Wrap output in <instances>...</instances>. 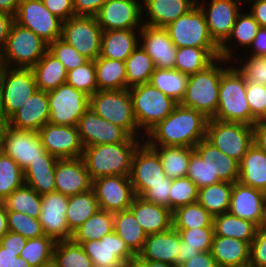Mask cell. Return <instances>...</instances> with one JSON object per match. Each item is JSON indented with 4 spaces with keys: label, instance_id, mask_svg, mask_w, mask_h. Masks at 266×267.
Segmentation results:
<instances>
[{
    "label": "cell",
    "instance_id": "32",
    "mask_svg": "<svg viewBox=\"0 0 266 267\" xmlns=\"http://www.w3.org/2000/svg\"><path fill=\"white\" fill-rule=\"evenodd\" d=\"M144 2L151 20L145 25L164 28L197 4L194 0H145Z\"/></svg>",
    "mask_w": 266,
    "mask_h": 267
},
{
    "label": "cell",
    "instance_id": "66",
    "mask_svg": "<svg viewBox=\"0 0 266 267\" xmlns=\"http://www.w3.org/2000/svg\"><path fill=\"white\" fill-rule=\"evenodd\" d=\"M188 267H218L210 251L200 252L187 262Z\"/></svg>",
    "mask_w": 266,
    "mask_h": 267
},
{
    "label": "cell",
    "instance_id": "71",
    "mask_svg": "<svg viewBox=\"0 0 266 267\" xmlns=\"http://www.w3.org/2000/svg\"><path fill=\"white\" fill-rule=\"evenodd\" d=\"M199 253L198 249L188 247L186 242L181 240L178 255L176 256V264L187 262Z\"/></svg>",
    "mask_w": 266,
    "mask_h": 267
},
{
    "label": "cell",
    "instance_id": "74",
    "mask_svg": "<svg viewBox=\"0 0 266 267\" xmlns=\"http://www.w3.org/2000/svg\"><path fill=\"white\" fill-rule=\"evenodd\" d=\"M7 232V209L6 206L2 202H0V240Z\"/></svg>",
    "mask_w": 266,
    "mask_h": 267
},
{
    "label": "cell",
    "instance_id": "49",
    "mask_svg": "<svg viewBox=\"0 0 266 267\" xmlns=\"http://www.w3.org/2000/svg\"><path fill=\"white\" fill-rule=\"evenodd\" d=\"M24 184V171L11 157L0 150V202Z\"/></svg>",
    "mask_w": 266,
    "mask_h": 267
},
{
    "label": "cell",
    "instance_id": "4",
    "mask_svg": "<svg viewBox=\"0 0 266 267\" xmlns=\"http://www.w3.org/2000/svg\"><path fill=\"white\" fill-rule=\"evenodd\" d=\"M226 70L213 62L206 69L189 75L185 95L179 104L213 118L218 108L221 76Z\"/></svg>",
    "mask_w": 266,
    "mask_h": 267
},
{
    "label": "cell",
    "instance_id": "17",
    "mask_svg": "<svg viewBox=\"0 0 266 267\" xmlns=\"http://www.w3.org/2000/svg\"><path fill=\"white\" fill-rule=\"evenodd\" d=\"M129 179L136 196L141 197L151 185L166 183L159 155L145 142L134 153Z\"/></svg>",
    "mask_w": 266,
    "mask_h": 267
},
{
    "label": "cell",
    "instance_id": "55",
    "mask_svg": "<svg viewBox=\"0 0 266 267\" xmlns=\"http://www.w3.org/2000/svg\"><path fill=\"white\" fill-rule=\"evenodd\" d=\"M260 25L251 14H238L232 32L231 38H236L241 45L249 46L257 35ZM233 36V37H232Z\"/></svg>",
    "mask_w": 266,
    "mask_h": 267
},
{
    "label": "cell",
    "instance_id": "27",
    "mask_svg": "<svg viewBox=\"0 0 266 267\" xmlns=\"http://www.w3.org/2000/svg\"><path fill=\"white\" fill-rule=\"evenodd\" d=\"M265 192L239 181L233 183L228 212L241 219L260 225Z\"/></svg>",
    "mask_w": 266,
    "mask_h": 267
},
{
    "label": "cell",
    "instance_id": "52",
    "mask_svg": "<svg viewBox=\"0 0 266 267\" xmlns=\"http://www.w3.org/2000/svg\"><path fill=\"white\" fill-rule=\"evenodd\" d=\"M198 187L188 177L172 180L170 187V210L173 212L179 207L197 202Z\"/></svg>",
    "mask_w": 266,
    "mask_h": 267
},
{
    "label": "cell",
    "instance_id": "24",
    "mask_svg": "<svg viewBox=\"0 0 266 267\" xmlns=\"http://www.w3.org/2000/svg\"><path fill=\"white\" fill-rule=\"evenodd\" d=\"M50 116L48 94L37 90L20 108L17 109L5 123L20 130L39 131Z\"/></svg>",
    "mask_w": 266,
    "mask_h": 267
},
{
    "label": "cell",
    "instance_id": "11",
    "mask_svg": "<svg viewBox=\"0 0 266 267\" xmlns=\"http://www.w3.org/2000/svg\"><path fill=\"white\" fill-rule=\"evenodd\" d=\"M47 94L50 110L48 122L51 124L77 126L80 117L89 108L90 96L67 83Z\"/></svg>",
    "mask_w": 266,
    "mask_h": 267
},
{
    "label": "cell",
    "instance_id": "42",
    "mask_svg": "<svg viewBox=\"0 0 266 267\" xmlns=\"http://www.w3.org/2000/svg\"><path fill=\"white\" fill-rule=\"evenodd\" d=\"M114 231V213L99 210L72 234L75 243L82 244L91 240H100L103 236Z\"/></svg>",
    "mask_w": 266,
    "mask_h": 267
},
{
    "label": "cell",
    "instance_id": "34",
    "mask_svg": "<svg viewBox=\"0 0 266 267\" xmlns=\"http://www.w3.org/2000/svg\"><path fill=\"white\" fill-rule=\"evenodd\" d=\"M31 69L39 90L50 92L66 83L68 71L49 50Z\"/></svg>",
    "mask_w": 266,
    "mask_h": 267
},
{
    "label": "cell",
    "instance_id": "31",
    "mask_svg": "<svg viewBox=\"0 0 266 267\" xmlns=\"http://www.w3.org/2000/svg\"><path fill=\"white\" fill-rule=\"evenodd\" d=\"M238 181L266 192V152L254 143L239 162Z\"/></svg>",
    "mask_w": 266,
    "mask_h": 267
},
{
    "label": "cell",
    "instance_id": "78",
    "mask_svg": "<svg viewBox=\"0 0 266 267\" xmlns=\"http://www.w3.org/2000/svg\"><path fill=\"white\" fill-rule=\"evenodd\" d=\"M15 267H32L25 259L18 256L16 258V266Z\"/></svg>",
    "mask_w": 266,
    "mask_h": 267
},
{
    "label": "cell",
    "instance_id": "6",
    "mask_svg": "<svg viewBox=\"0 0 266 267\" xmlns=\"http://www.w3.org/2000/svg\"><path fill=\"white\" fill-rule=\"evenodd\" d=\"M89 107L100 117L123 128L135 137L138 125L133 112L129 88L123 90H97L90 96Z\"/></svg>",
    "mask_w": 266,
    "mask_h": 267
},
{
    "label": "cell",
    "instance_id": "53",
    "mask_svg": "<svg viewBox=\"0 0 266 267\" xmlns=\"http://www.w3.org/2000/svg\"><path fill=\"white\" fill-rule=\"evenodd\" d=\"M48 50L57 57L67 71L80 67L89 61L61 38L50 43Z\"/></svg>",
    "mask_w": 266,
    "mask_h": 267
},
{
    "label": "cell",
    "instance_id": "37",
    "mask_svg": "<svg viewBox=\"0 0 266 267\" xmlns=\"http://www.w3.org/2000/svg\"><path fill=\"white\" fill-rule=\"evenodd\" d=\"M94 63L98 90L127 89L125 61L98 56Z\"/></svg>",
    "mask_w": 266,
    "mask_h": 267
},
{
    "label": "cell",
    "instance_id": "26",
    "mask_svg": "<svg viewBox=\"0 0 266 267\" xmlns=\"http://www.w3.org/2000/svg\"><path fill=\"white\" fill-rule=\"evenodd\" d=\"M180 243V234L173 227L164 232L149 234L136 258L175 266Z\"/></svg>",
    "mask_w": 266,
    "mask_h": 267
},
{
    "label": "cell",
    "instance_id": "48",
    "mask_svg": "<svg viewBox=\"0 0 266 267\" xmlns=\"http://www.w3.org/2000/svg\"><path fill=\"white\" fill-rule=\"evenodd\" d=\"M56 241L43 235L39 238L27 239L20 257L25 259L32 267H40L53 261Z\"/></svg>",
    "mask_w": 266,
    "mask_h": 267
},
{
    "label": "cell",
    "instance_id": "19",
    "mask_svg": "<svg viewBox=\"0 0 266 267\" xmlns=\"http://www.w3.org/2000/svg\"><path fill=\"white\" fill-rule=\"evenodd\" d=\"M69 197L53 191L41 195V213L39 221L45 235L56 242L71 240L72 232L69 230L66 220V212Z\"/></svg>",
    "mask_w": 266,
    "mask_h": 267
},
{
    "label": "cell",
    "instance_id": "10",
    "mask_svg": "<svg viewBox=\"0 0 266 267\" xmlns=\"http://www.w3.org/2000/svg\"><path fill=\"white\" fill-rule=\"evenodd\" d=\"M177 48H220L210 37L204 11L195 5L165 27Z\"/></svg>",
    "mask_w": 266,
    "mask_h": 267
},
{
    "label": "cell",
    "instance_id": "25",
    "mask_svg": "<svg viewBox=\"0 0 266 267\" xmlns=\"http://www.w3.org/2000/svg\"><path fill=\"white\" fill-rule=\"evenodd\" d=\"M141 35L142 47L152 58L155 68L174 69L177 47L172 42L164 27H154L143 24Z\"/></svg>",
    "mask_w": 266,
    "mask_h": 267
},
{
    "label": "cell",
    "instance_id": "7",
    "mask_svg": "<svg viewBox=\"0 0 266 267\" xmlns=\"http://www.w3.org/2000/svg\"><path fill=\"white\" fill-rule=\"evenodd\" d=\"M4 67L18 64V68H32L48 50V44L33 31L13 21L3 47Z\"/></svg>",
    "mask_w": 266,
    "mask_h": 267
},
{
    "label": "cell",
    "instance_id": "69",
    "mask_svg": "<svg viewBox=\"0 0 266 267\" xmlns=\"http://www.w3.org/2000/svg\"><path fill=\"white\" fill-rule=\"evenodd\" d=\"M252 127L253 143L266 152V123L257 121Z\"/></svg>",
    "mask_w": 266,
    "mask_h": 267
},
{
    "label": "cell",
    "instance_id": "1",
    "mask_svg": "<svg viewBox=\"0 0 266 267\" xmlns=\"http://www.w3.org/2000/svg\"><path fill=\"white\" fill-rule=\"evenodd\" d=\"M207 118L201 112L178 104L174 110L149 132L161 146L194 148L206 138Z\"/></svg>",
    "mask_w": 266,
    "mask_h": 267
},
{
    "label": "cell",
    "instance_id": "62",
    "mask_svg": "<svg viewBox=\"0 0 266 267\" xmlns=\"http://www.w3.org/2000/svg\"><path fill=\"white\" fill-rule=\"evenodd\" d=\"M45 7L62 22L75 16L73 0H42Z\"/></svg>",
    "mask_w": 266,
    "mask_h": 267
},
{
    "label": "cell",
    "instance_id": "43",
    "mask_svg": "<svg viewBox=\"0 0 266 267\" xmlns=\"http://www.w3.org/2000/svg\"><path fill=\"white\" fill-rule=\"evenodd\" d=\"M189 76L176 69L155 68L150 83L165 95L180 103L185 95Z\"/></svg>",
    "mask_w": 266,
    "mask_h": 267
},
{
    "label": "cell",
    "instance_id": "58",
    "mask_svg": "<svg viewBox=\"0 0 266 267\" xmlns=\"http://www.w3.org/2000/svg\"><path fill=\"white\" fill-rule=\"evenodd\" d=\"M238 71L244 76L246 82H256L258 85H266V56H251Z\"/></svg>",
    "mask_w": 266,
    "mask_h": 267
},
{
    "label": "cell",
    "instance_id": "23",
    "mask_svg": "<svg viewBox=\"0 0 266 267\" xmlns=\"http://www.w3.org/2000/svg\"><path fill=\"white\" fill-rule=\"evenodd\" d=\"M92 189V179L82 157L58 159L55 165V191L73 196Z\"/></svg>",
    "mask_w": 266,
    "mask_h": 267
},
{
    "label": "cell",
    "instance_id": "45",
    "mask_svg": "<svg viewBox=\"0 0 266 267\" xmlns=\"http://www.w3.org/2000/svg\"><path fill=\"white\" fill-rule=\"evenodd\" d=\"M174 229L213 227V216L198 202L179 207L172 212Z\"/></svg>",
    "mask_w": 266,
    "mask_h": 267
},
{
    "label": "cell",
    "instance_id": "80",
    "mask_svg": "<svg viewBox=\"0 0 266 267\" xmlns=\"http://www.w3.org/2000/svg\"><path fill=\"white\" fill-rule=\"evenodd\" d=\"M40 267H57L56 264L52 261L46 265L40 266Z\"/></svg>",
    "mask_w": 266,
    "mask_h": 267
},
{
    "label": "cell",
    "instance_id": "35",
    "mask_svg": "<svg viewBox=\"0 0 266 267\" xmlns=\"http://www.w3.org/2000/svg\"><path fill=\"white\" fill-rule=\"evenodd\" d=\"M146 143L159 155L166 177L177 179L186 177L188 163L194 148L183 146H161L159 150L157 143L149 139ZM160 151V152H158Z\"/></svg>",
    "mask_w": 266,
    "mask_h": 267
},
{
    "label": "cell",
    "instance_id": "36",
    "mask_svg": "<svg viewBox=\"0 0 266 267\" xmlns=\"http://www.w3.org/2000/svg\"><path fill=\"white\" fill-rule=\"evenodd\" d=\"M220 48H177L174 69L186 75H192L206 69L214 60H223L219 54Z\"/></svg>",
    "mask_w": 266,
    "mask_h": 267
},
{
    "label": "cell",
    "instance_id": "29",
    "mask_svg": "<svg viewBox=\"0 0 266 267\" xmlns=\"http://www.w3.org/2000/svg\"><path fill=\"white\" fill-rule=\"evenodd\" d=\"M129 210L147 235L164 232L173 227L170 209L145 201L142 197L136 196Z\"/></svg>",
    "mask_w": 266,
    "mask_h": 267
},
{
    "label": "cell",
    "instance_id": "18",
    "mask_svg": "<svg viewBox=\"0 0 266 267\" xmlns=\"http://www.w3.org/2000/svg\"><path fill=\"white\" fill-rule=\"evenodd\" d=\"M45 150L57 159L79 158L84 146L76 126L46 123L39 131Z\"/></svg>",
    "mask_w": 266,
    "mask_h": 267
},
{
    "label": "cell",
    "instance_id": "59",
    "mask_svg": "<svg viewBox=\"0 0 266 267\" xmlns=\"http://www.w3.org/2000/svg\"><path fill=\"white\" fill-rule=\"evenodd\" d=\"M249 267H266V227H257L255 238L250 244Z\"/></svg>",
    "mask_w": 266,
    "mask_h": 267
},
{
    "label": "cell",
    "instance_id": "47",
    "mask_svg": "<svg viewBox=\"0 0 266 267\" xmlns=\"http://www.w3.org/2000/svg\"><path fill=\"white\" fill-rule=\"evenodd\" d=\"M53 262L57 267H94L82 245L75 243L72 239L56 243Z\"/></svg>",
    "mask_w": 266,
    "mask_h": 267
},
{
    "label": "cell",
    "instance_id": "64",
    "mask_svg": "<svg viewBox=\"0 0 266 267\" xmlns=\"http://www.w3.org/2000/svg\"><path fill=\"white\" fill-rule=\"evenodd\" d=\"M108 0H73L75 16H96Z\"/></svg>",
    "mask_w": 266,
    "mask_h": 267
},
{
    "label": "cell",
    "instance_id": "40",
    "mask_svg": "<svg viewBox=\"0 0 266 267\" xmlns=\"http://www.w3.org/2000/svg\"><path fill=\"white\" fill-rule=\"evenodd\" d=\"M100 210L94 191L88 190L69 196L66 220L69 230L73 233L87 219Z\"/></svg>",
    "mask_w": 266,
    "mask_h": 267
},
{
    "label": "cell",
    "instance_id": "41",
    "mask_svg": "<svg viewBox=\"0 0 266 267\" xmlns=\"http://www.w3.org/2000/svg\"><path fill=\"white\" fill-rule=\"evenodd\" d=\"M233 183L220 181L203 187L198 191L197 202L213 217L229 210Z\"/></svg>",
    "mask_w": 266,
    "mask_h": 267
},
{
    "label": "cell",
    "instance_id": "51",
    "mask_svg": "<svg viewBox=\"0 0 266 267\" xmlns=\"http://www.w3.org/2000/svg\"><path fill=\"white\" fill-rule=\"evenodd\" d=\"M8 231L21 234L26 239L39 238L45 235L39 218L24 213L7 211Z\"/></svg>",
    "mask_w": 266,
    "mask_h": 267
},
{
    "label": "cell",
    "instance_id": "60",
    "mask_svg": "<svg viewBox=\"0 0 266 267\" xmlns=\"http://www.w3.org/2000/svg\"><path fill=\"white\" fill-rule=\"evenodd\" d=\"M24 182L39 195L51 193L55 191V171L42 174H24Z\"/></svg>",
    "mask_w": 266,
    "mask_h": 267
},
{
    "label": "cell",
    "instance_id": "2",
    "mask_svg": "<svg viewBox=\"0 0 266 267\" xmlns=\"http://www.w3.org/2000/svg\"><path fill=\"white\" fill-rule=\"evenodd\" d=\"M138 147L135 137L129 136L124 142L84 147L82 159L92 180L112 175L129 176Z\"/></svg>",
    "mask_w": 266,
    "mask_h": 267
},
{
    "label": "cell",
    "instance_id": "46",
    "mask_svg": "<svg viewBox=\"0 0 266 267\" xmlns=\"http://www.w3.org/2000/svg\"><path fill=\"white\" fill-rule=\"evenodd\" d=\"M2 203L7 211L24 213L39 218L41 213V195L27 185L14 190Z\"/></svg>",
    "mask_w": 266,
    "mask_h": 267
},
{
    "label": "cell",
    "instance_id": "77",
    "mask_svg": "<svg viewBox=\"0 0 266 267\" xmlns=\"http://www.w3.org/2000/svg\"><path fill=\"white\" fill-rule=\"evenodd\" d=\"M259 226L260 227H266V192H265V198L263 201L262 218H261Z\"/></svg>",
    "mask_w": 266,
    "mask_h": 267
},
{
    "label": "cell",
    "instance_id": "72",
    "mask_svg": "<svg viewBox=\"0 0 266 267\" xmlns=\"http://www.w3.org/2000/svg\"><path fill=\"white\" fill-rule=\"evenodd\" d=\"M21 252H11L0 246V267H15Z\"/></svg>",
    "mask_w": 266,
    "mask_h": 267
},
{
    "label": "cell",
    "instance_id": "63",
    "mask_svg": "<svg viewBox=\"0 0 266 267\" xmlns=\"http://www.w3.org/2000/svg\"><path fill=\"white\" fill-rule=\"evenodd\" d=\"M58 159L46 152L42 159L31 161L29 166L24 170V174H42L55 171V165Z\"/></svg>",
    "mask_w": 266,
    "mask_h": 267
},
{
    "label": "cell",
    "instance_id": "33",
    "mask_svg": "<svg viewBox=\"0 0 266 267\" xmlns=\"http://www.w3.org/2000/svg\"><path fill=\"white\" fill-rule=\"evenodd\" d=\"M135 29L102 31L100 57L126 61L137 45Z\"/></svg>",
    "mask_w": 266,
    "mask_h": 267
},
{
    "label": "cell",
    "instance_id": "68",
    "mask_svg": "<svg viewBox=\"0 0 266 267\" xmlns=\"http://www.w3.org/2000/svg\"><path fill=\"white\" fill-rule=\"evenodd\" d=\"M13 21H14V16L10 15L9 13L0 11V47L1 48H3L6 43L9 30H10V27Z\"/></svg>",
    "mask_w": 266,
    "mask_h": 267
},
{
    "label": "cell",
    "instance_id": "12",
    "mask_svg": "<svg viewBox=\"0 0 266 267\" xmlns=\"http://www.w3.org/2000/svg\"><path fill=\"white\" fill-rule=\"evenodd\" d=\"M101 36L96 16H73L62 22L61 39L88 60L100 56Z\"/></svg>",
    "mask_w": 266,
    "mask_h": 267
},
{
    "label": "cell",
    "instance_id": "21",
    "mask_svg": "<svg viewBox=\"0 0 266 267\" xmlns=\"http://www.w3.org/2000/svg\"><path fill=\"white\" fill-rule=\"evenodd\" d=\"M81 245L94 266L122 267L125 262L136 258L114 231L100 240L83 242Z\"/></svg>",
    "mask_w": 266,
    "mask_h": 267
},
{
    "label": "cell",
    "instance_id": "5",
    "mask_svg": "<svg viewBox=\"0 0 266 267\" xmlns=\"http://www.w3.org/2000/svg\"><path fill=\"white\" fill-rule=\"evenodd\" d=\"M129 91L138 128L145 127L148 132L179 104L150 82L130 87Z\"/></svg>",
    "mask_w": 266,
    "mask_h": 267
},
{
    "label": "cell",
    "instance_id": "44",
    "mask_svg": "<svg viewBox=\"0 0 266 267\" xmlns=\"http://www.w3.org/2000/svg\"><path fill=\"white\" fill-rule=\"evenodd\" d=\"M127 88L149 83L155 70L152 58L141 46L135 48L125 61Z\"/></svg>",
    "mask_w": 266,
    "mask_h": 267
},
{
    "label": "cell",
    "instance_id": "8",
    "mask_svg": "<svg viewBox=\"0 0 266 267\" xmlns=\"http://www.w3.org/2000/svg\"><path fill=\"white\" fill-rule=\"evenodd\" d=\"M0 69V114L6 121L38 90L31 68Z\"/></svg>",
    "mask_w": 266,
    "mask_h": 267
},
{
    "label": "cell",
    "instance_id": "73",
    "mask_svg": "<svg viewBox=\"0 0 266 267\" xmlns=\"http://www.w3.org/2000/svg\"><path fill=\"white\" fill-rule=\"evenodd\" d=\"M21 0H0V11L15 16Z\"/></svg>",
    "mask_w": 266,
    "mask_h": 267
},
{
    "label": "cell",
    "instance_id": "14",
    "mask_svg": "<svg viewBox=\"0 0 266 267\" xmlns=\"http://www.w3.org/2000/svg\"><path fill=\"white\" fill-rule=\"evenodd\" d=\"M14 21L33 31L48 45L61 38L62 21L45 7L42 0H21Z\"/></svg>",
    "mask_w": 266,
    "mask_h": 267
},
{
    "label": "cell",
    "instance_id": "61",
    "mask_svg": "<svg viewBox=\"0 0 266 267\" xmlns=\"http://www.w3.org/2000/svg\"><path fill=\"white\" fill-rule=\"evenodd\" d=\"M172 179L166 177V183H158L151 187L141 196L145 201L170 209V187Z\"/></svg>",
    "mask_w": 266,
    "mask_h": 267
},
{
    "label": "cell",
    "instance_id": "38",
    "mask_svg": "<svg viewBox=\"0 0 266 267\" xmlns=\"http://www.w3.org/2000/svg\"><path fill=\"white\" fill-rule=\"evenodd\" d=\"M257 225L245 219H241L229 212L213 217L214 235L233 237L249 244L255 238Z\"/></svg>",
    "mask_w": 266,
    "mask_h": 267
},
{
    "label": "cell",
    "instance_id": "15",
    "mask_svg": "<svg viewBox=\"0 0 266 267\" xmlns=\"http://www.w3.org/2000/svg\"><path fill=\"white\" fill-rule=\"evenodd\" d=\"M239 0H212L210 9L205 13L208 32L213 41L220 47V58L228 59L231 57L230 49L225 46V42L230 37L233 26L235 24L238 12Z\"/></svg>",
    "mask_w": 266,
    "mask_h": 267
},
{
    "label": "cell",
    "instance_id": "67",
    "mask_svg": "<svg viewBox=\"0 0 266 267\" xmlns=\"http://www.w3.org/2000/svg\"><path fill=\"white\" fill-rule=\"evenodd\" d=\"M251 45L255 48L254 57L266 56V27H260Z\"/></svg>",
    "mask_w": 266,
    "mask_h": 267
},
{
    "label": "cell",
    "instance_id": "57",
    "mask_svg": "<svg viewBox=\"0 0 266 267\" xmlns=\"http://www.w3.org/2000/svg\"><path fill=\"white\" fill-rule=\"evenodd\" d=\"M186 177L192 180L198 189L211 185V169L196 151L190 156Z\"/></svg>",
    "mask_w": 266,
    "mask_h": 267
},
{
    "label": "cell",
    "instance_id": "13",
    "mask_svg": "<svg viewBox=\"0 0 266 267\" xmlns=\"http://www.w3.org/2000/svg\"><path fill=\"white\" fill-rule=\"evenodd\" d=\"M0 150L24 171L31 161L42 159L47 152L37 131L20 130L6 123L0 133Z\"/></svg>",
    "mask_w": 266,
    "mask_h": 267
},
{
    "label": "cell",
    "instance_id": "28",
    "mask_svg": "<svg viewBox=\"0 0 266 267\" xmlns=\"http://www.w3.org/2000/svg\"><path fill=\"white\" fill-rule=\"evenodd\" d=\"M194 150L211 169V184L220 181L234 183L239 179V162L227 156L206 138L202 139Z\"/></svg>",
    "mask_w": 266,
    "mask_h": 267
},
{
    "label": "cell",
    "instance_id": "76",
    "mask_svg": "<svg viewBox=\"0 0 266 267\" xmlns=\"http://www.w3.org/2000/svg\"><path fill=\"white\" fill-rule=\"evenodd\" d=\"M122 267H144V265L137 258H134L125 262Z\"/></svg>",
    "mask_w": 266,
    "mask_h": 267
},
{
    "label": "cell",
    "instance_id": "50",
    "mask_svg": "<svg viewBox=\"0 0 266 267\" xmlns=\"http://www.w3.org/2000/svg\"><path fill=\"white\" fill-rule=\"evenodd\" d=\"M66 83L89 96L93 95L98 90L94 60H89L84 65L69 70Z\"/></svg>",
    "mask_w": 266,
    "mask_h": 267
},
{
    "label": "cell",
    "instance_id": "30",
    "mask_svg": "<svg viewBox=\"0 0 266 267\" xmlns=\"http://www.w3.org/2000/svg\"><path fill=\"white\" fill-rule=\"evenodd\" d=\"M210 252L218 267H249L250 244L248 242L214 235Z\"/></svg>",
    "mask_w": 266,
    "mask_h": 267
},
{
    "label": "cell",
    "instance_id": "39",
    "mask_svg": "<svg viewBox=\"0 0 266 267\" xmlns=\"http://www.w3.org/2000/svg\"><path fill=\"white\" fill-rule=\"evenodd\" d=\"M114 232L136 256L142 250L147 237L129 209L114 212Z\"/></svg>",
    "mask_w": 266,
    "mask_h": 267
},
{
    "label": "cell",
    "instance_id": "65",
    "mask_svg": "<svg viewBox=\"0 0 266 267\" xmlns=\"http://www.w3.org/2000/svg\"><path fill=\"white\" fill-rule=\"evenodd\" d=\"M27 239L21 234L8 231L0 240V246L11 252H21Z\"/></svg>",
    "mask_w": 266,
    "mask_h": 267
},
{
    "label": "cell",
    "instance_id": "75",
    "mask_svg": "<svg viewBox=\"0 0 266 267\" xmlns=\"http://www.w3.org/2000/svg\"><path fill=\"white\" fill-rule=\"evenodd\" d=\"M144 267H174L173 265L164 263V262H158V261H149V260H139Z\"/></svg>",
    "mask_w": 266,
    "mask_h": 267
},
{
    "label": "cell",
    "instance_id": "9",
    "mask_svg": "<svg viewBox=\"0 0 266 267\" xmlns=\"http://www.w3.org/2000/svg\"><path fill=\"white\" fill-rule=\"evenodd\" d=\"M206 139L224 154L240 162L253 144V127L211 118L207 124Z\"/></svg>",
    "mask_w": 266,
    "mask_h": 267
},
{
    "label": "cell",
    "instance_id": "79",
    "mask_svg": "<svg viewBox=\"0 0 266 267\" xmlns=\"http://www.w3.org/2000/svg\"><path fill=\"white\" fill-rule=\"evenodd\" d=\"M4 67V62H3V50L0 47V69Z\"/></svg>",
    "mask_w": 266,
    "mask_h": 267
},
{
    "label": "cell",
    "instance_id": "20",
    "mask_svg": "<svg viewBox=\"0 0 266 267\" xmlns=\"http://www.w3.org/2000/svg\"><path fill=\"white\" fill-rule=\"evenodd\" d=\"M76 127L84 147L124 142L130 136L120 126L98 116L91 107L80 117Z\"/></svg>",
    "mask_w": 266,
    "mask_h": 267
},
{
    "label": "cell",
    "instance_id": "56",
    "mask_svg": "<svg viewBox=\"0 0 266 267\" xmlns=\"http://www.w3.org/2000/svg\"><path fill=\"white\" fill-rule=\"evenodd\" d=\"M246 98L251 109V125L253 126L266 112V85L246 82Z\"/></svg>",
    "mask_w": 266,
    "mask_h": 267
},
{
    "label": "cell",
    "instance_id": "70",
    "mask_svg": "<svg viewBox=\"0 0 266 267\" xmlns=\"http://www.w3.org/2000/svg\"><path fill=\"white\" fill-rule=\"evenodd\" d=\"M260 27H266V0H255L250 13Z\"/></svg>",
    "mask_w": 266,
    "mask_h": 267
},
{
    "label": "cell",
    "instance_id": "16",
    "mask_svg": "<svg viewBox=\"0 0 266 267\" xmlns=\"http://www.w3.org/2000/svg\"><path fill=\"white\" fill-rule=\"evenodd\" d=\"M92 190L100 210L117 212L129 209L136 197L129 176L112 175L92 180Z\"/></svg>",
    "mask_w": 266,
    "mask_h": 267
},
{
    "label": "cell",
    "instance_id": "54",
    "mask_svg": "<svg viewBox=\"0 0 266 267\" xmlns=\"http://www.w3.org/2000/svg\"><path fill=\"white\" fill-rule=\"evenodd\" d=\"M175 230L179 232L181 240L186 242L188 247L198 249L199 252H207L211 250L214 237L213 227Z\"/></svg>",
    "mask_w": 266,
    "mask_h": 267
},
{
    "label": "cell",
    "instance_id": "22",
    "mask_svg": "<svg viewBox=\"0 0 266 267\" xmlns=\"http://www.w3.org/2000/svg\"><path fill=\"white\" fill-rule=\"evenodd\" d=\"M142 6L135 0H108L96 15L102 31L134 29L139 23Z\"/></svg>",
    "mask_w": 266,
    "mask_h": 267
},
{
    "label": "cell",
    "instance_id": "3",
    "mask_svg": "<svg viewBox=\"0 0 266 267\" xmlns=\"http://www.w3.org/2000/svg\"><path fill=\"white\" fill-rule=\"evenodd\" d=\"M219 102L213 119L251 125V109L246 98V81L237 68H228L221 76Z\"/></svg>",
    "mask_w": 266,
    "mask_h": 267
}]
</instances>
